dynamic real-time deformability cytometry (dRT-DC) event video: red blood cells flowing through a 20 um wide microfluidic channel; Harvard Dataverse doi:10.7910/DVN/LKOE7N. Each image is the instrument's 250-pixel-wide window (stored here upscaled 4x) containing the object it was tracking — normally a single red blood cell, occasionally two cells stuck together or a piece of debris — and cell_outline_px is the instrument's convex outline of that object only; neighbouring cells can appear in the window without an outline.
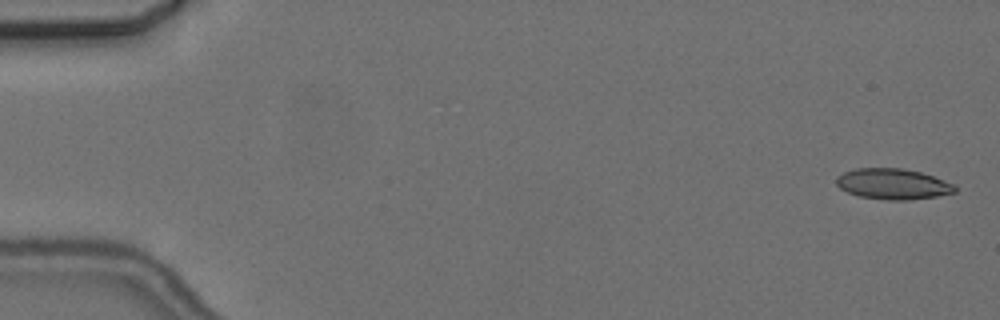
{"species": "common noctule bat (a hibernating species)", "species_latin": "Nyctalus noctula", "temperature_condition": "cold", "stored_images_in_passage": 5, "camera_frame_rate_fps": 3000, "um_per_image_px": 0.085, "animal": {"sex": "female", "body_mass_g": 24.6, "forearm_length_mm": 56.2}, "frame": {"image": 1, "passage_image": 1, "time_ms": 0.0, "image_size_px": [1000, 320], "cell_outline_px": [[956, 192], [936, 196], [908, 200], [888, 200], [860, 196], [848, 192], [840, 188], [836, 184], [836, 176], [844, 172], [856, 168], [900, 168], [920, 172], [956, 184]], "centroid_in_image_um": [75.9, 15.63], "position_along_channel_um": 9.1, "area_um2": 21.15}}
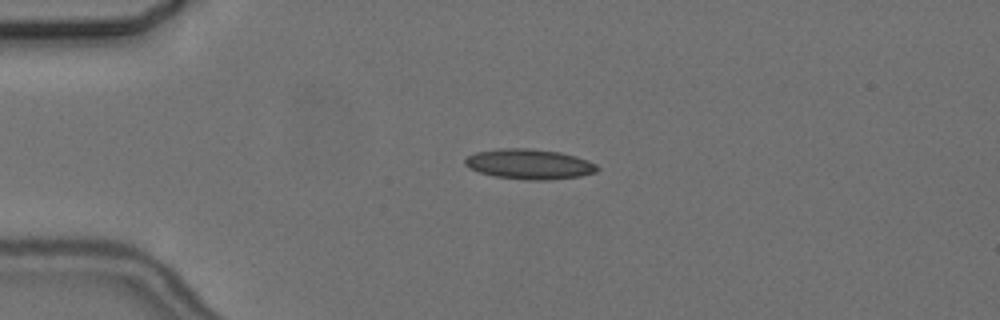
{"frame": {"image": 2, "passage_image": 4, "time_ms": 4.0, "image_size_px": [1000, 320], "cell_outline_px": [[600, 168], [596, 172], [580, 176], [548, 180], [528, 180], [496, 176], [480, 172], [468, 168], [464, 164], [464, 160], [468, 156], [476, 152], [496, 148], [532, 148], [560, 152], [576, 156], [588, 160], [596, 164]], "centroid_in_image_um": [45.0, 13.94], "position_along_channel_um": 40.0, "area_um2": 23.35}}